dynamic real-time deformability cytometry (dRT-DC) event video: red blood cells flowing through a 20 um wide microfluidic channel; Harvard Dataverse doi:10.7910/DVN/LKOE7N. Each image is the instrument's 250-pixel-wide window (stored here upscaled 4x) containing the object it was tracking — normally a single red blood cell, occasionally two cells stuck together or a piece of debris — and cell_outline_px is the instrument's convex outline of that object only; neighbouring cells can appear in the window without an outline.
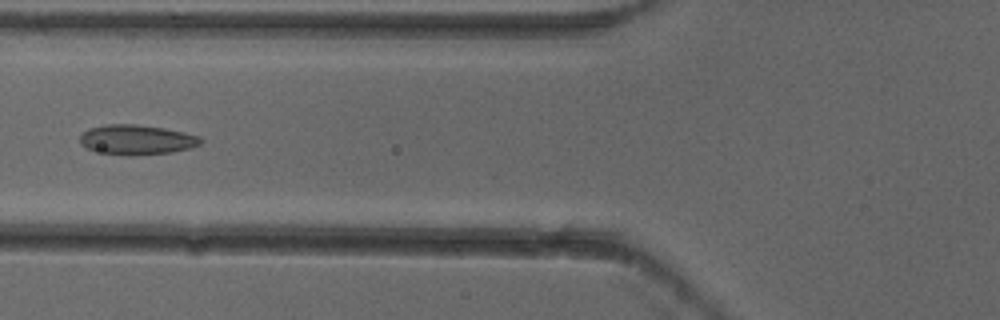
{"species": "common noctule bat (a hibernating species)", "species_latin": "Nyctalus noctula", "temperature_condition": "cold", "stored_images_in_passage": 5, "camera_frame_rate_fps": 3000, "um_per_image_px": 0.085, "animal": {"sex": "female"}, "frame": {"image": 1, "passage_image": 5, "time_ms": 1.333, "image_size_px": [1000, 320], "cell_outline_px": [[204, 140], [200, 144], [192, 148], [172, 152], [128, 156], [104, 152], [88, 148], [80, 144], [80, 136], [88, 128], [104, 124], [136, 124], [164, 128], [184, 132], [200, 136]], "centroid_in_image_um": [11.66, 11.87], "position_along_channel_um": 114.1, "area_um2": 21.04}}